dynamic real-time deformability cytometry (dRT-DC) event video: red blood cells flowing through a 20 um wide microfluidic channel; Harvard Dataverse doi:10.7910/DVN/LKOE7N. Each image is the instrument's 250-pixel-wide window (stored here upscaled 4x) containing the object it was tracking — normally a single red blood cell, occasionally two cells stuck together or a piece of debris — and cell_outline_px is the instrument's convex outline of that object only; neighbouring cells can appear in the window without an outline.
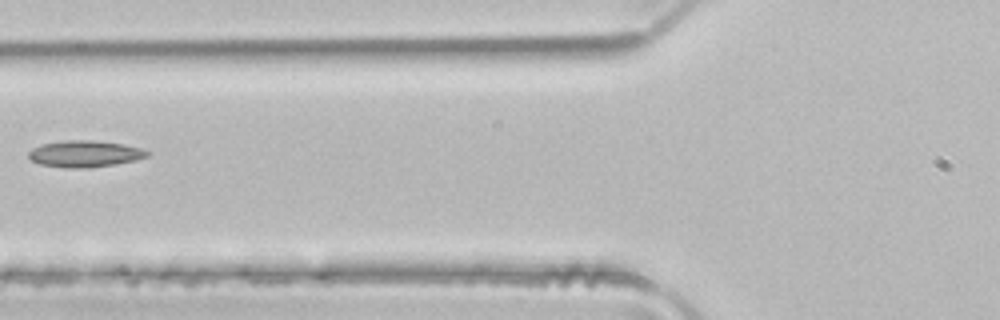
{"species": "common noctule bat (a hibernating species)", "species_latin": "Nyctalus noctula", "temperature_condition": "room temperature", "stored_images_in_passage": 5, "camera_frame_rate_fps": 3000, "um_per_image_px": 0.085, "animal": {"sex": "male", "body_mass_g": 21.5, "forearm_length_mm": 52.0}, "frame": {"image": 1, "passage_image": 5, "time_ms": 1.333, "image_size_px": [1000, 320], "cell_outline_px": [[152, 152], [148, 156], [136, 160], [116, 164], [88, 168], [68, 168], [40, 164], [32, 160], [28, 156], [28, 152], [32, 148], [40, 144], [68, 140], [92, 140], [120, 144], [140, 148]], "centroid_in_image_um": [7.2, 13.08], "position_along_channel_um": 118.6, "area_um2": 18.32}}